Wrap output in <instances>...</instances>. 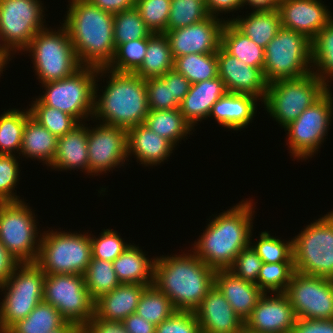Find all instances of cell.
<instances>
[{"instance_id": "6da1fadb", "label": "cell", "mask_w": 333, "mask_h": 333, "mask_svg": "<svg viewBox=\"0 0 333 333\" xmlns=\"http://www.w3.org/2000/svg\"><path fill=\"white\" fill-rule=\"evenodd\" d=\"M242 200L230 209L214 216L197 242L190 249L213 270L231 267L236 256L250 244L255 203ZM254 204V205H253Z\"/></svg>"}, {"instance_id": "7a4b0ae2", "label": "cell", "mask_w": 333, "mask_h": 333, "mask_svg": "<svg viewBox=\"0 0 333 333\" xmlns=\"http://www.w3.org/2000/svg\"><path fill=\"white\" fill-rule=\"evenodd\" d=\"M61 23L67 30L82 66L107 67L112 61L114 14L103 11L88 0H69Z\"/></svg>"}, {"instance_id": "3957f363", "label": "cell", "mask_w": 333, "mask_h": 333, "mask_svg": "<svg viewBox=\"0 0 333 333\" xmlns=\"http://www.w3.org/2000/svg\"><path fill=\"white\" fill-rule=\"evenodd\" d=\"M104 74L109 80L104 90H99L97 82ZM96 78L91 120H99L101 124L123 127L126 130L144 124L149 113L144 79L135 73L115 72L106 67L99 68ZM98 90L102 92L101 95L97 94Z\"/></svg>"}, {"instance_id": "277c9868", "label": "cell", "mask_w": 333, "mask_h": 333, "mask_svg": "<svg viewBox=\"0 0 333 333\" xmlns=\"http://www.w3.org/2000/svg\"><path fill=\"white\" fill-rule=\"evenodd\" d=\"M215 270L193 252L155 257L153 284L176 310L194 311L214 286Z\"/></svg>"}, {"instance_id": "5b68a950", "label": "cell", "mask_w": 333, "mask_h": 333, "mask_svg": "<svg viewBox=\"0 0 333 333\" xmlns=\"http://www.w3.org/2000/svg\"><path fill=\"white\" fill-rule=\"evenodd\" d=\"M50 28L39 31L23 50L32 56L33 68L41 84L67 78L82 67L66 28L63 25L57 31Z\"/></svg>"}, {"instance_id": "8992f818", "label": "cell", "mask_w": 333, "mask_h": 333, "mask_svg": "<svg viewBox=\"0 0 333 333\" xmlns=\"http://www.w3.org/2000/svg\"><path fill=\"white\" fill-rule=\"evenodd\" d=\"M330 89L313 72L268 84L262 104L273 120L285 128Z\"/></svg>"}, {"instance_id": "52a82bcc", "label": "cell", "mask_w": 333, "mask_h": 333, "mask_svg": "<svg viewBox=\"0 0 333 333\" xmlns=\"http://www.w3.org/2000/svg\"><path fill=\"white\" fill-rule=\"evenodd\" d=\"M92 259L88 232L43 231L36 264L45 274L84 275Z\"/></svg>"}, {"instance_id": "ba28073f", "label": "cell", "mask_w": 333, "mask_h": 333, "mask_svg": "<svg viewBox=\"0 0 333 333\" xmlns=\"http://www.w3.org/2000/svg\"><path fill=\"white\" fill-rule=\"evenodd\" d=\"M46 274L36 263H21L11 277L0 286V333L25 319L43 301Z\"/></svg>"}, {"instance_id": "9c48e42d", "label": "cell", "mask_w": 333, "mask_h": 333, "mask_svg": "<svg viewBox=\"0 0 333 333\" xmlns=\"http://www.w3.org/2000/svg\"><path fill=\"white\" fill-rule=\"evenodd\" d=\"M264 52L263 73L268 84L312 72L311 40L301 33L281 27Z\"/></svg>"}, {"instance_id": "30bf717a", "label": "cell", "mask_w": 333, "mask_h": 333, "mask_svg": "<svg viewBox=\"0 0 333 333\" xmlns=\"http://www.w3.org/2000/svg\"><path fill=\"white\" fill-rule=\"evenodd\" d=\"M99 68L82 66L67 78L42 84L43 95L37 99L52 108H57L79 123L90 119L94 111L95 81Z\"/></svg>"}, {"instance_id": "8fae6325", "label": "cell", "mask_w": 333, "mask_h": 333, "mask_svg": "<svg viewBox=\"0 0 333 333\" xmlns=\"http://www.w3.org/2000/svg\"><path fill=\"white\" fill-rule=\"evenodd\" d=\"M292 239L296 272L333 279V220L327 214Z\"/></svg>"}, {"instance_id": "7c38bea8", "label": "cell", "mask_w": 333, "mask_h": 333, "mask_svg": "<svg viewBox=\"0 0 333 333\" xmlns=\"http://www.w3.org/2000/svg\"><path fill=\"white\" fill-rule=\"evenodd\" d=\"M32 211L24 200L0 203V241L21 263H36L39 255L42 233Z\"/></svg>"}, {"instance_id": "4fadbf2b", "label": "cell", "mask_w": 333, "mask_h": 333, "mask_svg": "<svg viewBox=\"0 0 333 333\" xmlns=\"http://www.w3.org/2000/svg\"><path fill=\"white\" fill-rule=\"evenodd\" d=\"M330 90L284 128L285 132L288 131L286 144L294 159L306 161L312 158L326 139L333 118V96Z\"/></svg>"}, {"instance_id": "5bb4252c", "label": "cell", "mask_w": 333, "mask_h": 333, "mask_svg": "<svg viewBox=\"0 0 333 333\" xmlns=\"http://www.w3.org/2000/svg\"><path fill=\"white\" fill-rule=\"evenodd\" d=\"M43 301L54 306L68 323L81 328L94 315L95 301L82 274H46Z\"/></svg>"}, {"instance_id": "9a60e30c", "label": "cell", "mask_w": 333, "mask_h": 333, "mask_svg": "<svg viewBox=\"0 0 333 333\" xmlns=\"http://www.w3.org/2000/svg\"><path fill=\"white\" fill-rule=\"evenodd\" d=\"M41 0H0V31L4 43L15 54L47 28Z\"/></svg>"}, {"instance_id": "2e32d148", "label": "cell", "mask_w": 333, "mask_h": 333, "mask_svg": "<svg viewBox=\"0 0 333 333\" xmlns=\"http://www.w3.org/2000/svg\"><path fill=\"white\" fill-rule=\"evenodd\" d=\"M285 294L296 318L333 319V279L295 271Z\"/></svg>"}, {"instance_id": "e0dca14e", "label": "cell", "mask_w": 333, "mask_h": 333, "mask_svg": "<svg viewBox=\"0 0 333 333\" xmlns=\"http://www.w3.org/2000/svg\"><path fill=\"white\" fill-rule=\"evenodd\" d=\"M89 175L96 176L124 166L127 155V130L123 127L97 124L88 127ZM119 166V167H117Z\"/></svg>"}, {"instance_id": "ac0fdd59", "label": "cell", "mask_w": 333, "mask_h": 333, "mask_svg": "<svg viewBox=\"0 0 333 333\" xmlns=\"http://www.w3.org/2000/svg\"><path fill=\"white\" fill-rule=\"evenodd\" d=\"M223 17L209 16L195 24L166 31L173 59L184 55L217 52L221 44Z\"/></svg>"}, {"instance_id": "d6986e66", "label": "cell", "mask_w": 333, "mask_h": 333, "mask_svg": "<svg viewBox=\"0 0 333 333\" xmlns=\"http://www.w3.org/2000/svg\"><path fill=\"white\" fill-rule=\"evenodd\" d=\"M295 320L285 293H264L244 322V328L253 333H292Z\"/></svg>"}, {"instance_id": "ffe728a7", "label": "cell", "mask_w": 333, "mask_h": 333, "mask_svg": "<svg viewBox=\"0 0 333 333\" xmlns=\"http://www.w3.org/2000/svg\"><path fill=\"white\" fill-rule=\"evenodd\" d=\"M217 61L218 76L223 80L227 92L251 95L263 103L268 83L261 68L247 65L221 47L217 51Z\"/></svg>"}, {"instance_id": "44dd1931", "label": "cell", "mask_w": 333, "mask_h": 333, "mask_svg": "<svg viewBox=\"0 0 333 333\" xmlns=\"http://www.w3.org/2000/svg\"><path fill=\"white\" fill-rule=\"evenodd\" d=\"M277 10L281 27L301 33L309 40L333 19L321 0H281Z\"/></svg>"}, {"instance_id": "7402d4cb", "label": "cell", "mask_w": 333, "mask_h": 333, "mask_svg": "<svg viewBox=\"0 0 333 333\" xmlns=\"http://www.w3.org/2000/svg\"><path fill=\"white\" fill-rule=\"evenodd\" d=\"M201 333H241L244 321L214 285L194 310Z\"/></svg>"}, {"instance_id": "603a6c76", "label": "cell", "mask_w": 333, "mask_h": 333, "mask_svg": "<svg viewBox=\"0 0 333 333\" xmlns=\"http://www.w3.org/2000/svg\"><path fill=\"white\" fill-rule=\"evenodd\" d=\"M174 146L146 125L139 124L127 129V155L136 157L139 164L157 166L171 156Z\"/></svg>"}, {"instance_id": "cb8c5ba5", "label": "cell", "mask_w": 333, "mask_h": 333, "mask_svg": "<svg viewBox=\"0 0 333 333\" xmlns=\"http://www.w3.org/2000/svg\"><path fill=\"white\" fill-rule=\"evenodd\" d=\"M214 285L244 322L264 294L255 283L237 277L228 269L215 272Z\"/></svg>"}, {"instance_id": "d4e9b609", "label": "cell", "mask_w": 333, "mask_h": 333, "mask_svg": "<svg viewBox=\"0 0 333 333\" xmlns=\"http://www.w3.org/2000/svg\"><path fill=\"white\" fill-rule=\"evenodd\" d=\"M226 92L224 82L219 76L191 84L179 107L184 119L195 130L194 127L199 121L208 119L212 106Z\"/></svg>"}, {"instance_id": "484cf974", "label": "cell", "mask_w": 333, "mask_h": 333, "mask_svg": "<svg viewBox=\"0 0 333 333\" xmlns=\"http://www.w3.org/2000/svg\"><path fill=\"white\" fill-rule=\"evenodd\" d=\"M258 98L247 94L226 92L212 106L209 118L228 130H241L252 123L257 113Z\"/></svg>"}, {"instance_id": "4316f807", "label": "cell", "mask_w": 333, "mask_h": 333, "mask_svg": "<svg viewBox=\"0 0 333 333\" xmlns=\"http://www.w3.org/2000/svg\"><path fill=\"white\" fill-rule=\"evenodd\" d=\"M84 123H79L71 131L58 138L51 169L59 171L81 169L80 171L89 175L88 124Z\"/></svg>"}, {"instance_id": "83f0119b", "label": "cell", "mask_w": 333, "mask_h": 333, "mask_svg": "<svg viewBox=\"0 0 333 333\" xmlns=\"http://www.w3.org/2000/svg\"><path fill=\"white\" fill-rule=\"evenodd\" d=\"M148 285L120 284L95 300L94 314L106 321H123L135 313L140 297Z\"/></svg>"}, {"instance_id": "f1b7e54d", "label": "cell", "mask_w": 333, "mask_h": 333, "mask_svg": "<svg viewBox=\"0 0 333 333\" xmlns=\"http://www.w3.org/2000/svg\"><path fill=\"white\" fill-rule=\"evenodd\" d=\"M154 262L155 258L146 257L142 249L130 244L112 264L121 284L136 283L149 286L153 285Z\"/></svg>"}, {"instance_id": "f546056e", "label": "cell", "mask_w": 333, "mask_h": 333, "mask_svg": "<svg viewBox=\"0 0 333 333\" xmlns=\"http://www.w3.org/2000/svg\"><path fill=\"white\" fill-rule=\"evenodd\" d=\"M240 32L265 49L281 28L278 10H252L245 17L226 18Z\"/></svg>"}, {"instance_id": "4dcf8cb0", "label": "cell", "mask_w": 333, "mask_h": 333, "mask_svg": "<svg viewBox=\"0 0 333 333\" xmlns=\"http://www.w3.org/2000/svg\"><path fill=\"white\" fill-rule=\"evenodd\" d=\"M58 138L31 116L26 120L19 156L41 160L51 166L57 150Z\"/></svg>"}, {"instance_id": "1f68e13d", "label": "cell", "mask_w": 333, "mask_h": 333, "mask_svg": "<svg viewBox=\"0 0 333 333\" xmlns=\"http://www.w3.org/2000/svg\"><path fill=\"white\" fill-rule=\"evenodd\" d=\"M220 47L231 56L244 61L247 65L263 70L264 48L240 32L230 21H226L221 32Z\"/></svg>"}, {"instance_id": "d6a6232c", "label": "cell", "mask_w": 333, "mask_h": 333, "mask_svg": "<svg viewBox=\"0 0 333 333\" xmlns=\"http://www.w3.org/2000/svg\"><path fill=\"white\" fill-rule=\"evenodd\" d=\"M173 68L174 59L167 37L164 33H152L148 37L144 61L135 74L146 80L162 77Z\"/></svg>"}, {"instance_id": "836d02e7", "label": "cell", "mask_w": 333, "mask_h": 333, "mask_svg": "<svg viewBox=\"0 0 333 333\" xmlns=\"http://www.w3.org/2000/svg\"><path fill=\"white\" fill-rule=\"evenodd\" d=\"M144 125L160 137L168 140L174 147L179 141L187 139L193 127L184 119L180 108L171 110H149ZM187 136V137H186Z\"/></svg>"}, {"instance_id": "e575fe53", "label": "cell", "mask_w": 333, "mask_h": 333, "mask_svg": "<svg viewBox=\"0 0 333 333\" xmlns=\"http://www.w3.org/2000/svg\"><path fill=\"white\" fill-rule=\"evenodd\" d=\"M66 323L54 306L41 301L25 319L13 324L5 333H50Z\"/></svg>"}, {"instance_id": "d590c367", "label": "cell", "mask_w": 333, "mask_h": 333, "mask_svg": "<svg viewBox=\"0 0 333 333\" xmlns=\"http://www.w3.org/2000/svg\"><path fill=\"white\" fill-rule=\"evenodd\" d=\"M311 58L312 72L331 87L328 83L333 80V19L311 40Z\"/></svg>"}, {"instance_id": "8d00e7d4", "label": "cell", "mask_w": 333, "mask_h": 333, "mask_svg": "<svg viewBox=\"0 0 333 333\" xmlns=\"http://www.w3.org/2000/svg\"><path fill=\"white\" fill-rule=\"evenodd\" d=\"M30 116L28 107L23 111L12 108L0 115V154L20 153L26 120Z\"/></svg>"}, {"instance_id": "74e56055", "label": "cell", "mask_w": 333, "mask_h": 333, "mask_svg": "<svg viewBox=\"0 0 333 333\" xmlns=\"http://www.w3.org/2000/svg\"><path fill=\"white\" fill-rule=\"evenodd\" d=\"M174 69L183 74L191 84L215 78L218 76L217 52L176 57Z\"/></svg>"}, {"instance_id": "f35d334b", "label": "cell", "mask_w": 333, "mask_h": 333, "mask_svg": "<svg viewBox=\"0 0 333 333\" xmlns=\"http://www.w3.org/2000/svg\"><path fill=\"white\" fill-rule=\"evenodd\" d=\"M176 311L170 299L153 284L144 289L135 313L157 326Z\"/></svg>"}, {"instance_id": "ab89813d", "label": "cell", "mask_w": 333, "mask_h": 333, "mask_svg": "<svg viewBox=\"0 0 333 333\" xmlns=\"http://www.w3.org/2000/svg\"><path fill=\"white\" fill-rule=\"evenodd\" d=\"M84 277L85 285L94 301L121 284L116 276L112 262L107 260L92 258Z\"/></svg>"}, {"instance_id": "60d3db41", "label": "cell", "mask_w": 333, "mask_h": 333, "mask_svg": "<svg viewBox=\"0 0 333 333\" xmlns=\"http://www.w3.org/2000/svg\"><path fill=\"white\" fill-rule=\"evenodd\" d=\"M30 115L57 138L71 131L79 122L71 115L41 103L37 98L31 103Z\"/></svg>"}, {"instance_id": "b9f144b4", "label": "cell", "mask_w": 333, "mask_h": 333, "mask_svg": "<svg viewBox=\"0 0 333 333\" xmlns=\"http://www.w3.org/2000/svg\"><path fill=\"white\" fill-rule=\"evenodd\" d=\"M151 34L135 7L114 14L115 47L132 40L148 38Z\"/></svg>"}, {"instance_id": "7bdbcfd3", "label": "cell", "mask_w": 333, "mask_h": 333, "mask_svg": "<svg viewBox=\"0 0 333 333\" xmlns=\"http://www.w3.org/2000/svg\"><path fill=\"white\" fill-rule=\"evenodd\" d=\"M147 46L148 38L118 45L112 61L106 68L120 73H135L144 61Z\"/></svg>"}, {"instance_id": "ee69618b", "label": "cell", "mask_w": 333, "mask_h": 333, "mask_svg": "<svg viewBox=\"0 0 333 333\" xmlns=\"http://www.w3.org/2000/svg\"><path fill=\"white\" fill-rule=\"evenodd\" d=\"M294 272V262H263L256 285L264 293H285Z\"/></svg>"}, {"instance_id": "f6af8a7d", "label": "cell", "mask_w": 333, "mask_h": 333, "mask_svg": "<svg viewBox=\"0 0 333 333\" xmlns=\"http://www.w3.org/2000/svg\"><path fill=\"white\" fill-rule=\"evenodd\" d=\"M250 235V244L258 256L265 263L294 262L293 261V239L284 241L281 238L271 236L268 231L259 234L257 243H252V234Z\"/></svg>"}, {"instance_id": "bcb514c9", "label": "cell", "mask_w": 333, "mask_h": 333, "mask_svg": "<svg viewBox=\"0 0 333 333\" xmlns=\"http://www.w3.org/2000/svg\"><path fill=\"white\" fill-rule=\"evenodd\" d=\"M167 31L198 23L208 18L206 4L200 0H171Z\"/></svg>"}, {"instance_id": "7dc6e473", "label": "cell", "mask_w": 333, "mask_h": 333, "mask_svg": "<svg viewBox=\"0 0 333 333\" xmlns=\"http://www.w3.org/2000/svg\"><path fill=\"white\" fill-rule=\"evenodd\" d=\"M171 0H135V8L152 33L167 31Z\"/></svg>"}, {"instance_id": "c3c4849f", "label": "cell", "mask_w": 333, "mask_h": 333, "mask_svg": "<svg viewBox=\"0 0 333 333\" xmlns=\"http://www.w3.org/2000/svg\"><path fill=\"white\" fill-rule=\"evenodd\" d=\"M99 235L95 237L90 233L92 258L112 262L131 244L125 242L116 230L110 228L103 229Z\"/></svg>"}, {"instance_id": "681fc988", "label": "cell", "mask_w": 333, "mask_h": 333, "mask_svg": "<svg viewBox=\"0 0 333 333\" xmlns=\"http://www.w3.org/2000/svg\"><path fill=\"white\" fill-rule=\"evenodd\" d=\"M19 157L0 154V203L23 201L14 192L19 182Z\"/></svg>"}, {"instance_id": "f907efd6", "label": "cell", "mask_w": 333, "mask_h": 333, "mask_svg": "<svg viewBox=\"0 0 333 333\" xmlns=\"http://www.w3.org/2000/svg\"><path fill=\"white\" fill-rule=\"evenodd\" d=\"M262 264V259L249 244L236 256L228 270L237 277L256 284Z\"/></svg>"}, {"instance_id": "816d5d0a", "label": "cell", "mask_w": 333, "mask_h": 333, "mask_svg": "<svg viewBox=\"0 0 333 333\" xmlns=\"http://www.w3.org/2000/svg\"><path fill=\"white\" fill-rule=\"evenodd\" d=\"M149 110H171L179 108L180 104L171 98L170 84L161 77L145 80Z\"/></svg>"}, {"instance_id": "f5cc1de1", "label": "cell", "mask_w": 333, "mask_h": 333, "mask_svg": "<svg viewBox=\"0 0 333 333\" xmlns=\"http://www.w3.org/2000/svg\"><path fill=\"white\" fill-rule=\"evenodd\" d=\"M155 333H201L194 311L177 310L156 326Z\"/></svg>"}, {"instance_id": "db71d44e", "label": "cell", "mask_w": 333, "mask_h": 333, "mask_svg": "<svg viewBox=\"0 0 333 333\" xmlns=\"http://www.w3.org/2000/svg\"><path fill=\"white\" fill-rule=\"evenodd\" d=\"M167 84H170L171 98H174L179 104L189 92L191 83L181 73H178L174 68L167 71L161 77Z\"/></svg>"}, {"instance_id": "11a10c76", "label": "cell", "mask_w": 333, "mask_h": 333, "mask_svg": "<svg viewBox=\"0 0 333 333\" xmlns=\"http://www.w3.org/2000/svg\"><path fill=\"white\" fill-rule=\"evenodd\" d=\"M292 333H333V319L296 318Z\"/></svg>"}, {"instance_id": "9f6ffc18", "label": "cell", "mask_w": 333, "mask_h": 333, "mask_svg": "<svg viewBox=\"0 0 333 333\" xmlns=\"http://www.w3.org/2000/svg\"><path fill=\"white\" fill-rule=\"evenodd\" d=\"M82 333H129L121 321H106L95 314L82 328Z\"/></svg>"}, {"instance_id": "6f0895ef", "label": "cell", "mask_w": 333, "mask_h": 333, "mask_svg": "<svg viewBox=\"0 0 333 333\" xmlns=\"http://www.w3.org/2000/svg\"><path fill=\"white\" fill-rule=\"evenodd\" d=\"M20 264L21 262L0 241V286L7 282Z\"/></svg>"}, {"instance_id": "680465c9", "label": "cell", "mask_w": 333, "mask_h": 333, "mask_svg": "<svg viewBox=\"0 0 333 333\" xmlns=\"http://www.w3.org/2000/svg\"><path fill=\"white\" fill-rule=\"evenodd\" d=\"M205 4L209 15L215 17L244 8L243 0H206Z\"/></svg>"}, {"instance_id": "91938a15", "label": "cell", "mask_w": 333, "mask_h": 333, "mask_svg": "<svg viewBox=\"0 0 333 333\" xmlns=\"http://www.w3.org/2000/svg\"><path fill=\"white\" fill-rule=\"evenodd\" d=\"M125 329L129 333H155L156 326L148 322L141 316L133 313L122 321Z\"/></svg>"}, {"instance_id": "94428289", "label": "cell", "mask_w": 333, "mask_h": 333, "mask_svg": "<svg viewBox=\"0 0 333 333\" xmlns=\"http://www.w3.org/2000/svg\"><path fill=\"white\" fill-rule=\"evenodd\" d=\"M103 11L116 14L135 7V0H88Z\"/></svg>"}, {"instance_id": "6125c7cd", "label": "cell", "mask_w": 333, "mask_h": 333, "mask_svg": "<svg viewBox=\"0 0 333 333\" xmlns=\"http://www.w3.org/2000/svg\"><path fill=\"white\" fill-rule=\"evenodd\" d=\"M281 0H243V5L252 10H276Z\"/></svg>"}, {"instance_id": "be15d7a7", "label": "cell", "mask_w": 333, "mask_h": 333, "mask_svg": "<svg viewBox=\"0 0 333 333\" xmlns=\"http://www.w3.org/2000/svg\"><path fill=\"white\" fill-rule=\"evenodd\" d=\"M50 333H82V328L74 323H66L63 327Z\"/></svg>"}, {"instance_id": "e7e4bbea", "label": "cell", "mask_w": 333, "mask_h": 333, "mask_svg": "<svg viewBox=\"0 0 333 333\" xmlns=\"http://www.w3.org/2000/svg\"><path fill=\"white\" fill-rule=\"evenodd\" d=\"M15 55L8 47L7 45L4 43V40L2 38L1 35V31H0V55Z\"/></svg>"}, {"instance_id": "03108f58", "label": "cell", "mask_w": 333, "mask_h": 333, "mask_svg": "<svg viewBox=\"0 0 333 333\" xmlns=\"http://www.w3.org/2000/svg\"><path fill=\"white\" fill-rule=\"evenodd\" d=\"M13 55H0V75L3 74V69L6 68V65L9 64V61H11V58Z\"/></svg>"}, {"instance_id": "003e7915", "label": "cell", "mask_w": 333, "mask_h": 333, "mask_svg": "<svg viewBox=\"0 0 333 333\" xmlns=\"http://www.w3.org/2000/svg\"><path fill=\"white\" fill-rule=\"evenodd\" d=\"M327 215L333 220V211L328 212Z\"/></svg>"}, {"instance_id": "a7ac6f4b", "label": "cell", "mask_w": 333, "mask_h": 333, "mask_svg": "<svg viewBox=\"0 0 333 333\" xmlns=\"http://www.w3.org/2000/svg\"><path fill=\"white\" fill-rule=\"evenodd\" d=\"M241 333H253V332H251V331H249V330H246L245 328L241 331Z\"/></svg>"}]
</instances>
